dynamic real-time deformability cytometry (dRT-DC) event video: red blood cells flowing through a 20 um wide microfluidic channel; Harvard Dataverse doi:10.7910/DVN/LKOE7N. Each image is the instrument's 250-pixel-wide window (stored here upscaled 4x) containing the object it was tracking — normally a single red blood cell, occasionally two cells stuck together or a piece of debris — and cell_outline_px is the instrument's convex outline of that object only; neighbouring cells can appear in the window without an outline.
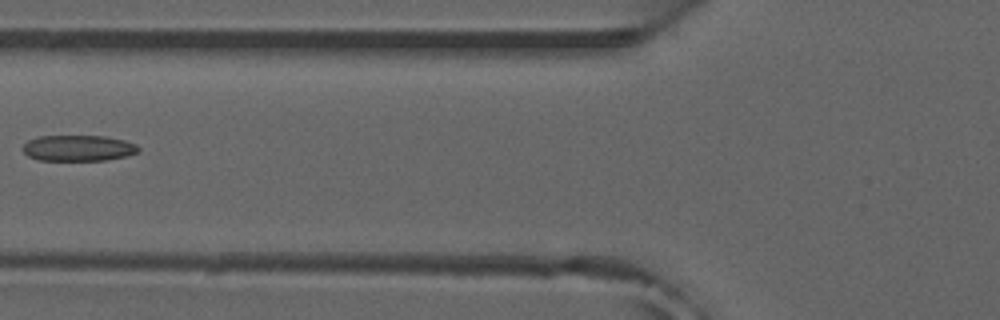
{"species": "common noctule bat (a hibernating species)", "species_latin": "Nyctalus noctula", "temperature_condition": "room temperature", "stored_images_in_passage": 6, "camera_frame_rate_fps": 3000, "um_per_image_px": 0.085, "animal": {"sex": "male", "forearm_length_mm": 52.5}, "frame": {"image": 1, "passage_image": 6, "time_ms": 1.667, "image_size_px": [1000, 320], "cell_outline_px": [[140, 148], [136, 152], [124, 156], [104, 160], [40, 160], [28, 156], [24, 152], [24, 144], [28, 140], [40, 136], [104, 136], [124, 140], [136, 144]], "centroid_in_image_um": [6.64, 12.58], "position_along_channel_um": 119.2, "area_um2": 17.22}}